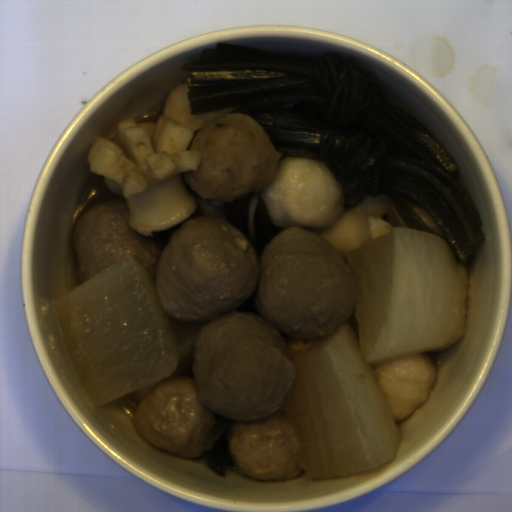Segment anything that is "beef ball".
Wrapping results in <instances>:
<instances>
[{
    "label": "beef ball",
    "instance_id": "3eea062c",
    "mask_svg": "<svg viewBox=\"0 0 512 512\" xmlns=\"http://www.w3.org/2000/svg\"><path fill=\"white\" fill-rule=\"evenodd\" d=\"M188 151L201 161L183 172L190 189L211 205L240 200L266 191L277 178L280 159L275 143L251 115L229 113L202 127Z\"/></svg>",
    "mask_w": 512,
    "mask_h": 512
},
{
    "label": "beef ball",
    "instance_id": "c3f7d807",
    "mask_svg": "<svg viewBox=\"0 0 512 512\" xmlns=\"http://www.w3.org/2000/svg\"><path fill=\"white\" fill-rule=\"evenodd\" d=\"M124 198L80 213L71 234L83 283L134 256L167 318L198 330L191 369L199 401L224 418L253 421L280 411L297 370L284 336L327 338L359 302L358 279L321 229L288 226L262 252L224 219L181 223L161 251L132 230ZM259 313L239 312L252 292Z\"/></svg>",
    "mask_w": 512,
    "mask_h": 512
}]
</instances>
